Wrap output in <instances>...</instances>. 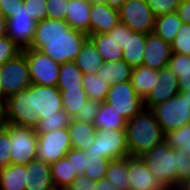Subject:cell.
Instances as JSON below:
<instances>
[{
    "instance_id": "1",
    "label": "cell",
    "mask_w": 190,
    "mask_h": 190,
    "mask_svg": "<svg viewBox=\"0 0 190 190\" xmlns=\"http://www.w3.org/2000/svg\"><path fill=\"white\" fill-rule=\"evenodd\" d=\"M88 35L71 28L66 21L46 18L36 23L29 48L45 53L60 65L75 61Z\"/></svg>"
},
{
    "instance_id": "2",
    "label": "cell",
    "mask_w": 190,
    "mask_h": 190,
    "mask_svg": "<svg viewBox=\"0 0 190 190\" xmlns=\"http://www.w3.org/2000/svg\"><path fill=\"white\" fill-rule=\"evenodd\" d=\"M141 158L161 186L177 189L190 178V156L164 141Z\"/></svg>"
},
{
    "instance_id": "3",
    "label": "cell",
    "mask_w": 190,
    "mask_h": 190,
    "mask_svg": "<svg viewBox=\"0 0 190 190\" xmlns=\"http://www.w3.org/2000/svg\"><path fill=\"white\" fill-rule=\"evenodd\" d=\"M127 144L129 154L141 157L164 141V133L151 109L143 108L127 121Z\"/></svg>"
},
{
    "instance_id": "4",
    "label": "cell",
    "mask_w": 190,
    "mask_h": 190,
    "mask_svg": "<svg viewBox=\"0 0 190 190\" xmlns=\"http://www.w3.org/2000/svg\"><path fill=\"white\" fill-rule=\"evenodd\" d=\"M84 152L88 156H98L107 160L130 156L126 129L96 130L94 142Z\"/></svg>"
},
{
    "instance_id": "5",
    "label": "cell",
    "mask_w": 190,
    "mask_h": 190,
    "mask_svg": "<svg viewBox=\"0 0 190 190\" xmlns=\"http://www.w3.org/2000/svg\"><path fill=\"white\" fill-rule=\"evenodd\" d=\"M26 90L31 94V128H35L40 119L63 109L61 93L57 87L31 84Z\"/></svg>"
},
{
    "instance_id": "6",
    "label": "cell",
    "mask_w": 190,
    "mask_h": 190,
    "mask_svg": "<svg viewBox=\"0 0 190 190\" xmlns=\"http://www.w3.org/2000/svg\"><path fill=\"white\" fill-rule=\"evenodd\" d=\"M11 137V164L27 165L37 159L38 137L35 128L7 124Z\"/></svg>"
},
{
    "instance_id": "7",
    "label": "cell",
    "mask_w": 190,
    "mask_h": 190,
    "mask_svg": "<svg viewBox=\"0 0 190 190\" xmlns=\"http://www.w3.org/2000/svg\"><path fill=\"white\" fill-rule=\"evenodd\" d=\"M163 133L177 130L190 123V105L180 92L151 109Z\"/></svg>"
},
{
    "instance_id": "8",
    "label": "cell",
    "mask_w": 190,
    "mask_h": 190,
    "mask_svg": "<svg viewBox=\"0 0 190 190\" xmlns=\"http://www.w3.org/2000/svg\"><path fill=\"white\" fill-rule=\"evenodd\" d=\"M31 84L30 71L23 51L0 66V86L7 97L26 90Z\"/></svg>"
},
{
    "instance_id": "9",
    "label": "cell",
    "mask_w": 190,
    "mask_h": 190,
    "mask_svg": "<svg viewBox=\"0 0 190 190\" xmlns=\"http://www.w3.org/2000/svg\"><path fill=\"white\" fill-rule=\"evenodd\" d=\"M24 52L32 84L57 87L61 65L40 50L25 48Z\"/></svg>"
},
{
    "instance_id": "10",
    "label": "cell",
    "mask_w": 190,
    "mask_h": 190,
    "mask_svg": "<svg viewBox=\"0 0 190 190\" xmlns=\"http://www.w3.org/2000/svg\"><path fill=\"white\" fill-rule=\"evenodd\" d=\"M120 22L138 33H153L156 16L146 0H126L119 9Z\"/></svg>"
},
{
    "instance_id": "11",
    "label": "cell",
    "mask_w": 190,
    "mask_h": 190,
    "mask_svg": "<svg viewBox=\"0 0 190 190\" xmlns=\"http://www.w3.org/2000/svg\"><path fill=\"white\" fill-rule=\"evenodd\" d=\"M105 102L127 121L144 108L143 99L135 92L130 81L111 85Z\"/></svg>"
},
{
    "instance_id": "12",
    "label": "cell",
    "mask_w": 190,
    "mask_h": 190,
    "mask_svg": "<svg viewBox=\"0 0 190 190\" xmlns=\"http://www.w3.org/2000/svg\"><path fill=\"white\" fill-rule=\"evenodd\" d=\"M37 159L52 164L65 157L71 149L70 136L67 128L37 134Z\"/></svg>"
},
{
    "instance_id": "13",
    "label": "cell",
    "mask_w": 190,
    "mask_h": 190,
    "mask_svg": "<svg viewBox=\"0 0 190 190\" xmlns=\"http://www.w3.org/2000/svg\"><path fill=\"white\" fill-rule=\"evenodd\" d=\"M36 23L23 4L15 15L7 19L6 35L20 48H28L35 36Z\"/></svg>"
},
{
    "instance_id": "14",
    "label": "cell",
    "mask_w": 190,
    "mask_h": 190,
    "mask_svg": "<svg viewBox=\"0 0 190 190\" xmlns=\"http://www.w3.org/2000/svg\"><path fill=\"white\" fill-rule=\"evenodd\" d=\"M179 93L178 76L167 66L158 70L154 88L143 100L144 108L152 109Z\"/></svg>"
},
{
    "instance_id": "15",
    "label": "cell",
    "mask_w": 190,
    "mask_h": 190,
    "mask_svg": "<svg viewBox=\"0 0 190 190\" xmlns=\"http://www.w3.org/2000/svg\"><path fill=\"white\" fill-rule=\"evenodd\" d=\"M172 55L171 43L164 41L154 32L146 34L142 65L150 69L160 70L167 67Z\"/></svg>"
},
{
    "instance_id": "16",
    "label": "cell",
    "mask_w": 190,
    "mask_h": 190,
    "mask_svg": "<svg viewBox=\"0 0 190 190\" xmlns=\"http://www.w3.org/2000/svg\"><path fill=\"white\" fill-rule=\"evenodd\" d=\"M127 175L130 190H155L161 187L141 157L128 156Z\"/></svg>"
},
{
    "instance_id": "17",
    "label": "cell",
    "mask_w": 190,
    "mask_h": 190,
    "mask_svg": "<svg viewBox=\"0 0 190 190\" xmlns=\"http://www.w3.org/2000/svg\"><path fill=\"white\" fill-rule=\"evenodd\" d=\"M8 124L31 127V94L23 90L7 99Z\"/></svg>"
},
{
    "instance_id": "18",
    "label": "cell",
    "mask_w": 190,
    "mask_h": 190,
    "mask_svg": "<svg viewBox=\"0 0 190 190\" xmlns=\"http://www.w3.org/2000/svg\"><path fill=\"white\" fill-rule=\"evenodd\" d=\"M89 18L90 35L106 34L120 23L119 10L105 3L92 4Z\"/></svg>"
},
{
    "instance_id": "19",
    "label": "cell",
    "mask_w": 190,
    "mask_h": 190,
    "mask_svg": "<svg viewBox=\"0 0 190 190\" xmlns=\"http://www.w3.org/2000/svg\"><path fill=\"white\" fill-rule=\"evenodd\" d=\"M25 190H56L51 166L40 159L32 160L26 165Z\"/></svg>"
},
{
    "instance_id": "20",
    "label": "cell",
    "mask_w": 190,
    "mask_h": 190,
    "mask_svg": "<svg viewBox=\"0 0 190 190\" xmlns=\"http://www.w3.org/2000/svg\"><path fill=\"white\" fill-rule=\"evenodd\" d=\"M91 7L92 4L87 0H69L65 21L71 28L90 36Z\"/></svg>"
},
{
    "instance_id": "21",
    "label": "cell",
    "mask_w": 190,
    "mask_h": 190,
    "mask_svg": "<svg viewBox=\"0 0 190 190\" xmlns=\"http://www.w3.org/2000/svg\"><path fill=\"white\" fill-rule=\"evenodd\" d=\"M67 129L73 149L84 151L94 142L96 128L92 123L80 122L72 118Z\"/></svg>"
},
{
    "instance_id": "22",
    "label": "cell",
    "mask_w": 190,
    "mask_h": 190,
    "mask_svg": "<svg viewBox=\"0 0 190 190\" xmlns=\"http://www.w3.org/2000/svg\"><path fill=\"white\" fill-rule=\"evenodd\" d=\"M146 44V34L130 30L127 33V41L123 48V59L132 67L142 65L144 47Z\"/></svg>"
},
{
    "instance_id": "23",
    "label": "cell",
    "mask_w": 190,
    "mask_h": 190,
    "mask_svg": "<svg viewBox=\"0 0 190 190\" xmlns=\"http://www.w3.org/2000/svg\"><path fill=\"white\" fill-rule=\"evenodd\" d=\"M75 63L83 74H97L98 69L105 61L94 43L88 38L78 53Z\"/></svg>"
},
{
    "instance_id": "24",
    "label": "cell",
    "mask_w": 190,
    "mask_h": 190,
    "mask_svg": "<svg viewBox=\"0 0 190 190\" xmlns=\"http://www.w3.org/2000/svg\"><path fill=\"white\" fill-rule=\"evenodd\" d=\"M133 68L124 60L106 62L98 69V76L108 84L115 85L130 81Z\"/></svg>"
},
{
    "instance_id": "25",
    "label": "cell",
    "mask_w": 190,
    "mask_h": 190,
    "mask_svg": "<svg viewBox=\"0 0 190 190\" xmlns=\"http://www.w3.org/2000/svg\"><path fill=\"white\" fill-rule=\"evenodd\" d=\"M93 125L96 130H122L126 129L127 120L113 106L102 102Z\"/></svg>"
},
{
    "instance_id": "26",
    "label": "cell",
    "mask_w": 190,
    "mask_h": 190,
    "mask_svg": "<svg viewBox=\"0 0 190 190\" xmlns=\"http://www.w3.org/2000/svg\"><path fill=\"white\" fill-rule=\"evenodd\" d=\"M157 78L158 70L141 65L133 68L130 82L135 92L144 100L154 88Z\"/></svg>"
},
{
    "instance_id": "27",
    "label": "cell",
    "mask_w": 190,
    "mask_h": 190,
    "mask_svg": "<svg viewBox=\"0 0 190 190\" xmlns=\"http://www.w3.org/2000/svg\"><path fill=\"white\" fill-rule=\"evenodd\" d=\"M26 165L10 164L0 169V189L25 190Z\"/></svg>"
},
{
    "instance_id": "28",
    "label": "cell",
    "mask_w": 190,
    "mask_h": 190,
    "mask_svg": "<svg viewBox=\"0 0 190 190\" xmlns=\"http://www.w3.org/2000/svg\"><path fill=\"white\" fill-rule=\"evenodd\" d=\"M88 38L94 43L105 63L123 59V48L107 33L92 34Z\"/></svg>"
},
{
    "instance_id": "29",
    "label": "cell",
    "mask_w": 190,
    "mask_h": 190,
    "mask_svg": "<svg viewBox=\"0 0 190 190\" xmlns=\"http://www.w3.org/2000/svg\"><path fill=\"white\" fill-rule=\"evenodd\" d=\"M51 175L56 190H66L78 176L70 161L64 157L51 165Z\"/></svg>"
},
{
    "instance_id": "30",
    "label": "cell",
    "mask_w": 190,
    "mask_h": 190,
    "mask_svg": "<svg viewBox=\"0 0 190 190\" xmlns=\"http://www.w3.org/2000/svg\"><path fill=\"white\" fill-rule=\"evenodd\" d=\"M182 20L177 12L156 16L154 33L164 41L171 43L181 27Z\"/></svg>"
},
{
    "instance_id": "31",
    "label": "cell",
    "mask_w": 190,
    "mask_h": 190,
    "mask_svg": "<svg viewBox=\"0 0 190 190\" xmlns=\"http://www.w3.org/2000/svg\"><path fill=\"white\" fill-rule=\"evenodd\" d=\"M84 74L75 61L61 64L57 88L59 90L83 88Z\"/></svg>"
},
{
    "instance_id": "32",
    "label": "cell",
    "mask_w": 190,
    "mask_h": 190,
    "mask_svg": "<svg viewBox=\"0 0 190 190\" xmlns=\"http://www.w3.org/2000/svg\"><path fill=\"white\" fill-rule=\"evenodd\" d=\"M128 157L110 160L105 178L117 186L118 190H130L128 182Z\"/></svg>"
},
{
    "instance_id": "33",
    "label": "cell",
    "mask_w": 190,
    "mask_h": 190,
    "mask_svg": "<svg viewBox=\"0 0 190 190\" xmlns=\"http://www.w3.org/2000/svg\"><path fill=\"white\" fill-rule=\"evenodd\" d=\"M111 85L98 74H84L83 88L88 99L105 102Z\"/></svg>"
},
{
    "instance_id": "34",
    "label": "cell",
    "mask_w": 190,
    "mask_h": 190,
    "mask_svg": "<svg viewBox=\"0 0 190 190\" xmlns=\"http://www.w3.org/2000/svg\"><path fill=\"white\" fill-rule=\"evenodd\" d=\"M62 97V107L72 118L87 102L88 97L84 88L59 90Z\"/></svg>"
},
{
    "instance_id": "35",
    "label": "cell",
    "mask_w": 190,
    "mask_h": 190,
    "mask_svg": "<svg viewBox=\"0 0 190 190\" xmlns=\"http://www.w3.org/2000/svg\"><path fill=\"white\" fill-rule=\"evenodd\" d=\"M164 142L172 149H178L190 156V123L164 133Z\"/></svg>"
},
{
    "instance_id": "36",
    "label": "cell",
    "mask_w": 190,
    "mask_h": 190,
    "mask_svg": "<svg viewBox=\"0 0 190 190\" xmlns=\"http://www.w3.org/2000/svg\"><path fill=\"white\" fill-rule=\"evenodd\" d=\"M71 120L72 117L62 109L50 117L40 119L39 124L35 127V132L37 134H43L61 128H68Z\"/></svg>"
},
{
    "instance_id": "37",
    "label": "cell",
    "mask_w": 190,
    "mask_h": 190,
    "mask_svg": "<svg viewBox=\"0 0 190 190\" xmlns=\"http://www.w3.org/2000/svg\"><path fill=\"white\" fill-rule=\"evenodd\" d=\"M110 160L98 156H88L83 175L90 180L98 181L105 178V173Z\"/></svg>"
},
{
    "instance_id": "38",
    "label": "cell",
    "mask_w": 190,
    "mask_h": 190,
    "mask_svg": "<svg viewBox=\"0 0 190 190\" xmlns=\"http://www.w3.org/2000/svg\"><path fill=\"white\" fill-rule=\"evenodd\" d=\"M172 53L190 56V24L182 23L175 39L171 42Z\"/></svg>"
},
{
    "instance_id": "39",
    "label": "cell",
    "mask_w": 190,
    "mask_h": 190,
    "mask_svg": "<svg viewBox=\"0 0 190 190\" xmlns=\"http://www.w3.org/2000/svg\"><path fill=\"white\" fill-rule=\"evenodd\" d=\"M178 78L190 77V56L172 53L167 65Z\"/></svg>"
},
{
    "instance_id": "40",
    "label": "cell",
    "mask_w": 190,
    "mask_h": 190,
    "mask_svg": "<svg viewBox=\"0 0 190 190\" xmlns=\"http://www.w3.org/2000/svg\"><path fill=\"white\" fill-rule=\"evenodd\" d=\"M22 52L15 42H13L7 35L0 37V66L10 59L15 58Z\"/></svg>"
},
{
    "instance_id": "41",
    "label": "cell",
    "mask_w": 190,
    "mask_h": 190,
    "mask_svg": "<svg viewBox=\"0 0 190 190\" xmlns=\"http://www.w3.org/2000/svg\"><path fill=\"white\" fill-rule=\"evenodd\" d=\"M182 0H146L155 16L177 12Z\"/></svg>"
},
{
    "instance_id": "42",
    "label": "cell",
    "mask_w": 190,
    "mask_h": 190,
    "mask_svg": "<svg viewBox=\"0 0 190 190\" xmlns=\"http://www.w3.org/2000/svg\"><path fill=\"white\" fill-rule=\"evenodd\" d=\"M101 103L102 102L88 99L73 119L76 121L93 124Z\"/></svg>"
},
{
    "instance_id": "43",
    "label": "cell",
    "mask_w": 190,
    "mask_h": 190,
    "mask_svg": "<svg viewBox=\"0 0 190 190\" xmlns=\"http://www.w3.org/2000/svg\"><path fill=\"white\" fill-rule=\"evenodd\" d=\"M69 0H46L47 18L65 21Z\"/></svg>"
},
{
    "instance_id": "44",
    "label": "cell",
    "mask_w": 190,
    "mask_h": 190,
    "mask_svg": "<svg viewBox=\"0 0 190 190\" xmlns=\"http://www.w3.org/2000/svg\"><path fill=\"white\" fill-rule=\"evenodd\" d=\"M11 137L9 131L4 128L0 132V169L11 164Z\"/></svg>"
},
{
    "instance_id": "45",
    "label": "cell",
    "mask_w": 190,
    "mask_h": 190,
    "mask_svg": "<svg viewBox=\"0 0 190 190\" xmlns=\"http://www.w3.org/2000/svg\"><path fill=\"white\" fill-rule=\"evenodd\" d=\"M27 11L32 19L40 22L47 18V4L46 0H23Z\"/></svg>"
},
{
    "instance_id": "46",
    "label": "cell",
    "mask_w": 190,
    "mask_h": 190,
    "mask_svg": "<svg viewBox=\"0 0 190 190\" xmlns=\"http://www.w3.org/2000/svg\"><path fill=\"white\" fill-rule=\"evenodd\" d=\"M65 157L70 161L78 175H83L88 155L83 150L71 148Z\"/></svg>"
},
{
    "instance_id": "47",
    "label": "cell",
    "mask_w": 190,
    "mask_h": 190,
    "mask_svg": "<svg viewBox=\"0 0 190 190\" xmlns=\"http://www.w3.org/2000/svg\"><path fill=\"white\" fill-rule=\"evenodd\" d=\"M130 30L131 29L126 24L120 22L107 34L122 47L125 46L127 41V33Z\"/></svg>"
},
{
    "instance_id": "48",
    "label": "cell",
    "mask_w": 190,
    "mask_h": 190,
    "mask_svg": "<svg viewBox=\"0 0 190 190\" xmlns=\"http://www.w3.org/2000/svg\"><path fill=\"white\" fill-rule=\"evenodd\" d=\"M96 181L90 180L85 175H78L66 190H95Z\"/></svg>"
},
{
    "instance_id": "49",
    "label": "cell",
    "mask_w": 190,
    "mask_h": 190,
    "mask_svg": "<svg viewBox=\"0 0 190 190\" xmlns=\"http://www.w3.org/2000/svg\"><path fill=\"white\" fill-rule=\"evenodd\" d=\"M24 4L23 0H0V11L6 16V19L15 15Z\"/></svg>"
},
{
    "instance_id": "50",
    "label": "cell",
    "mask_w": 190,
    "mask_h": 190,
    "mask_svg": "<svg viewBox=\"0 0 190 190\" xmlns=\"http://www.w3.org/2000/svg\"><path fill=\"white\" fill-rule=\"evenodd\" d=\"M177 14L182 23L190 24V0H182L177 9Z\"/></svg>"
},
{
    "instance_id": "51",
    "label": "cell",
    "mask_w": 190,
    "mask_h": 190,
    "mask_svg": "<svg viewBox=\"0 0 190 190\" xmlns=\"http://www.w3.org/2000/svg\"><path fill=\"white\" fill-rule=\"evenodd\" d=\"M87 1L90 2L91 4L105 3L108 6L119 10L126 0H87Z\"/></svg>"
},
{
    "instance_id": "52",
    "label": "cell",
    "mask_w": 190,
    "mask_h": 190,
    "mask_svg": "<svg viewBox=\"0 0 190 190\" xmlns=\"http://www.w3.org/2000/svg\"><path fill=\"white\" fill-rule=\"evenodd\" d=\"M95 190H118L116 185H113L108 179H100L96 181Z\"/></svg>"
},
{
    "instance_id": "53",
    "label": "cell",
    "mask_w": 190,
    "mask_h": 190,
    "mask_svg": "<svg viewBox=\"0 0 190 190\" xmlns=\"http://www.w3.org/2000/svg\"><path fill=\"white\" fill-rule=\"evenodd\" d=\"M7 33V19L6 16L0 11V37L6 36Z\"/></svg>"
},
{
    "instance_id": "54",
    "label": "cell",
    "mask_w": 190,
    "mask_h": 190,
    "mask_svg": "<svg viewBox=\"0 0 190 190\" xmlns=\"http://www.w3.org/2000/svg\"><path fill=\"white\" fill-rule=\"evenodd\" d=\"M179 91H189L190 89V77L178 78Z\"/></svg>"
},
{
    "instance_id": "55",
    "label": "cell",
    "mask_w": 190,
    "mask_h": 190,
    "mask_svg": "<svg viewBox=\"0 0 190 190\" xmlns=\"http://www.w3.org/2000/svg\"><path fill=\"white\" fill-rule=\"evenodd\" d=\"M7 102H0V123L8 124L7 120V108H6Z\"/></svg>"
},
{
    "instance_id": "56",
    "label": "cell",
    "mask_w": 190,
    "mask_h": 190,
    "mask_svg": "<svg viewBox=\"0 0 190 190\" xmlns=\"http://www.w3.org/2000/svg\"><path fill=\"white\" fill-rule=\"evenodd\" d=\"M177 190H190V178L185 181L183 184H181Z\"/></svg>"
},
{
    "instance_id": "57",
    "label": "cell",
    "mask_w": 190,
    "mask_h": 190,
    "mask_svg": "<svg viewBox=\"0 0 190 190\" xmlns=\"http://www.w3.org/2000/svg\"><path fill=\"white\" fill-rule=\"evenodd\" d=\"M8 97L0 86V102H7Z\"/></svg>"
},
{
    "instance_id": "58",
    "label": "cell",
    "mask_w": 190,
    "mask_h": 190,
    "mask_svg": "<svg viewBox=\"0 0 190 190\" xmlns=\"http://www.w3.org/2000/svg\"><path fill=\"white\" fill-rule=\"evenodd\" d=\"M183 96L186 97L187 103L190 105V89L189 91H179Z\"/></svg>"
},
{
    "instance_id": "59",
    "label": "cell",
    "mask_w": 190,
    "mask_h": 190,
    "mask_svg": "<svg viewBox=\"0 0 190 190\" xmlns=\"http://www.w3.org/2000/svg\"><path fill=\"white\" fill-rule=\"evenodd\" d=\"M155 190H177V189H174V188H170V187H165V186H161Z\"/></svg>"
},
{
    "instance_id": "60",
    "label": "cell",
    "mask_w": 190,
    "mask_h": 190,
    "mask_svg": "<svg viewBox=\"0 0 190 190\" xmlns=\"http://www.w3.org/2000/svg\"><path fill=\"white\" fill-rule=\"evenodd\" d=\"M6 124L5 123H0V132L5 128Z\"/></svg>"
}]
</instances>
